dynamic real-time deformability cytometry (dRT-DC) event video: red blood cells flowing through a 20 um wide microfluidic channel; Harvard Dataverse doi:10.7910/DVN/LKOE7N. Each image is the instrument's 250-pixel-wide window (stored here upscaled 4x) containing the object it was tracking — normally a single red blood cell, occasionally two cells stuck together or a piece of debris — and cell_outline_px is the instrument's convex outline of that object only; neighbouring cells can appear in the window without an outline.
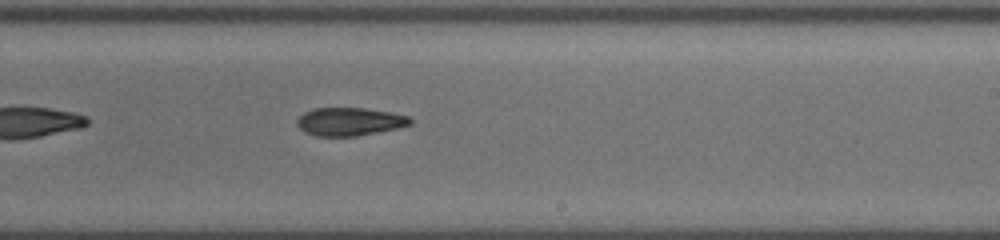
{"species": "common noctule bat (a hibernating species)", "species_latin": "Nyctalus noctula", "temperature_condition": "cold", "stored_images_in_passage": 16, "camera_frame_rate_fps": 3000, "um_per_image_px": 0.085, "animal": {"sex": "female", "body_mass_g": 19.5, "forearm_length_mm": 54.1}, "frame": {"image": 1, "passage_image": 12, "time_ms": 5.667, "image_size_px": [1000, 240], "cell_outline_px": [[412, 124], [396, 128], [356, 136], [316, 136], [304, 132], [296, 124], [296, 120], [304, 112], [316, 108], [364, 108], [388, 112], [408, 116], [412, 120]], "centroid_in_image_um": [29.68, 10.34], "position_along_channel_um": 259.3, "area_um2": 18.38}}